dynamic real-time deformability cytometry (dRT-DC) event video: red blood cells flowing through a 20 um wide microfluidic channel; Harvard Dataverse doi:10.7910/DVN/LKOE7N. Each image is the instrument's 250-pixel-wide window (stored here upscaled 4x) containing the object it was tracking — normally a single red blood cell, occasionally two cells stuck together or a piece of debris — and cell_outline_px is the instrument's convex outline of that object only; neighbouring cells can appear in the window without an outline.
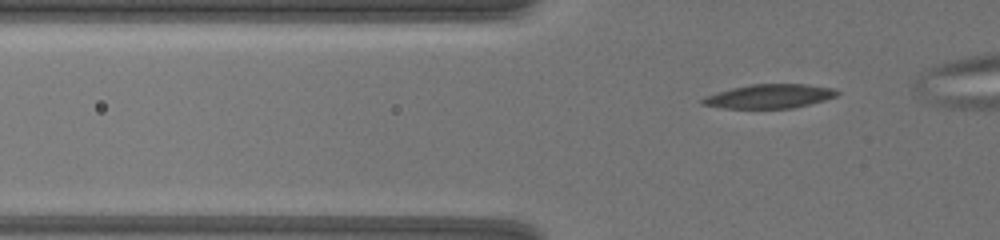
{"species": "common noctule bat (a hibernating species)", "species_latin": "Nyctalus noctula", "temperature_condition": "warm", "stored_images_in_passage": 48, "camera_frame_rate_fps": 3000, "um_per_image_px": 0.085, "animal": {"sex": "female", "body_mass_g": 19.5, "forearm_length_mm": 54.1}, "frame": {"image": 1, "passage_image": 2, "time_ms": 0.333, "image_size_px": [1000, 240], "cell_outline_px": [[840, 92], [836, 96], [824, 100], [792, 108], [724, 108], [700, 104], [700, 100], [704, 96], [716, 92], [732, 88], [752, 84], [804, 84], [832, 88]], "centroid_in_image_um": [65.35, 8.18], "position_along_channel_um": 60.4, "area_um2": 18.73}}
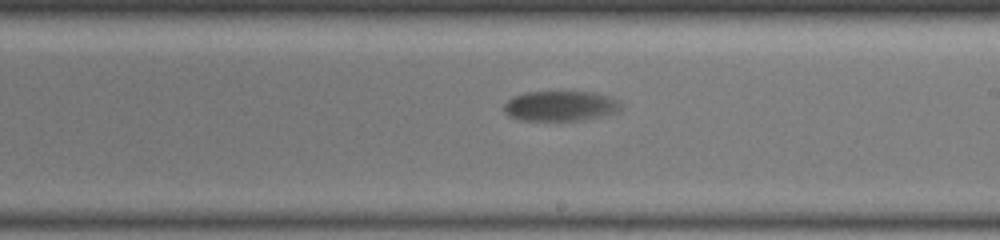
{"frame": {"image": 2, "passage_image": 24, "time_ms": 7.667, "image_size_px": [1000, 240], "cell_outline_px": [[620, 108], [616, 112], [600, 116], [580, 120], [520, 120], [508, 116], [504, 112], [504, 104], [512, 96], [524, 92], [592, 92], [608, 96], [616, 100], [620, 104]], "centroid_in_image_um": [47.56, 9.0], "position_along_channel_um": 241.4, "area_um2": 20.35}}
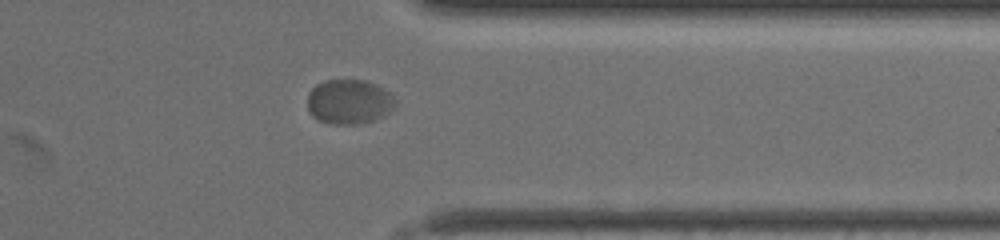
{"frame": {"image": 3, "passage_image": 40, "time_ms": 13.0, "image_size_px": [1000, 240], "cell_outline_px": [[392, 108], [388, 112], [372, 120], [360, 124], [328, 124], [312, 116], [308, 112], [308, 92], [316, 84], [324, 80], [364, 80], [388, 92], [392, 96]], "centroid_in_image_um": [29.57, 8.65], "position_along_channel_um": 381.8, "area_um2": 22.43}}